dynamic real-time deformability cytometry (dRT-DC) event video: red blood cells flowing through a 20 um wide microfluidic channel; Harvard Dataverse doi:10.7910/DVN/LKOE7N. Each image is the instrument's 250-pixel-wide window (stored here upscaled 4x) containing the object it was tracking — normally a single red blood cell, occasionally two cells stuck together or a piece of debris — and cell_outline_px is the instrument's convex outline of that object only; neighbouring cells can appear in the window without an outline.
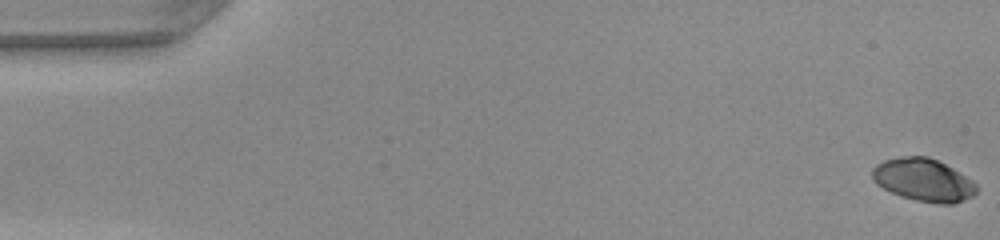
{"species": "common noctule bat (a hibernating species)", "species_latin": "Nyctalus noctula", "temperature_condition": "warm", "stored_images_in_passage": 45, "camera_frame_rate_fps": 3000, "um_per_image_px": 0.085, "animal": {"sex": "female", "body_mass_g": 22.0, "forearm_length_mm": 56.7}, "frame": {"image": 1, "passage_image": 1, "time_ms": 0.0, "image_size_px": [1000, 240], "cell_outline_px": [[976, 192], [972, 196], [952, 204], [936, 204], [916, 200], [900, 196], [876, 184], [872, 180], [872, 168], [876, 164], [884, 160], [900, 156], [928, 156], [952, 168], [976, 184]], "centroid_in_image_um": [78.44, 15.29], "position_along_channel_um": 6.6, "area_um2": 25.78}}
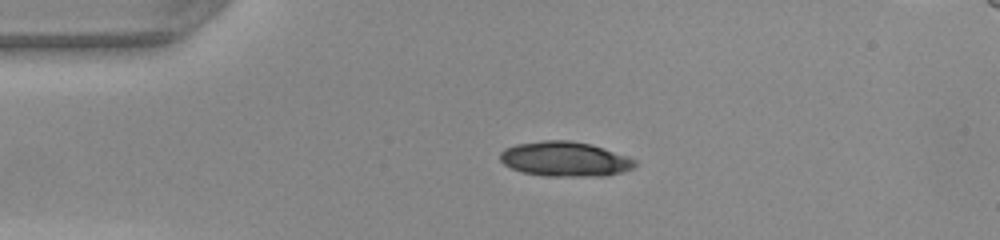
{"frame": {"image": 2, "passage_image": 13, "time_ms": 4.0, "image_size_px": [1000, 240], "cell_outline_px": [[636, 164], [632, 168], [608, 176], [544, 176], [524, 172], [512, 168], [504, 164], [500, 160], [500, 152], [504, 148], [516, 144], [544, 140], [568, 140], [592, 144], [628, 156], [636, 160]], "centroid_in_image_um": [48.02, 13.51], "position_along_channel_um": 37.0, "area_um2": 27.4}}